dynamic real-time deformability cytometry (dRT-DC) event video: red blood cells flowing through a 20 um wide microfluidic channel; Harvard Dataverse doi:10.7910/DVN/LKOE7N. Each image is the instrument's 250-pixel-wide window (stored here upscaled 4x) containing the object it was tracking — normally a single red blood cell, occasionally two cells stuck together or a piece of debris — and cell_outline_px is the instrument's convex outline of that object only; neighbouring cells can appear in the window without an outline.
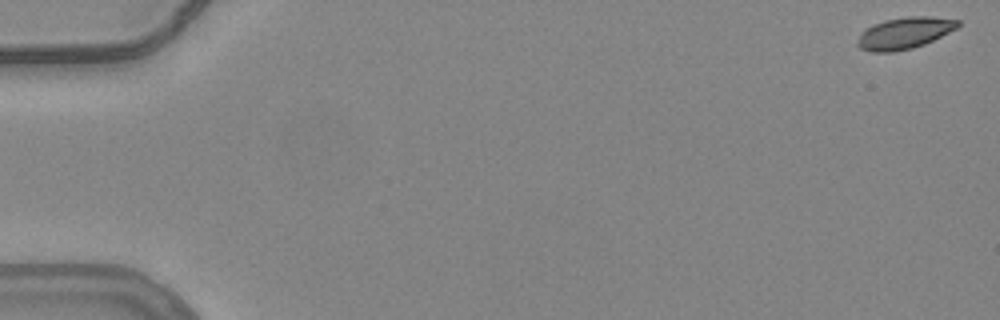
{"species": "common noctule bat (a hibernating species)", "species_latin": "Nyctalus noctula", "temperature_condition": "warm", "stored_images_in_passage": 19, "camera_frame_rate_fps": 3000, "um_per_image_px": 0.085, "animal": {"sex": "female", "body_mass_g": 24.6, "forearm_length_mm": 56.2}, "frame": {"image": 1, "passage_image": 1, "time_ms": 0.0, "image_size_px": [1000, 320], "cell_outline_px": [[960, 24], [956, 28], [924, 44], [912, 48], [892, 52], [872, 52], [860, 48], [856, 44], [856, 40], [860, 32], [884, 20], [908, 16], [932, 16], [960, 20]], "centroid_in_image_um": [76.85, 2.81], "position_along_channel_um": 8.1, "area_um2": 18.38}}
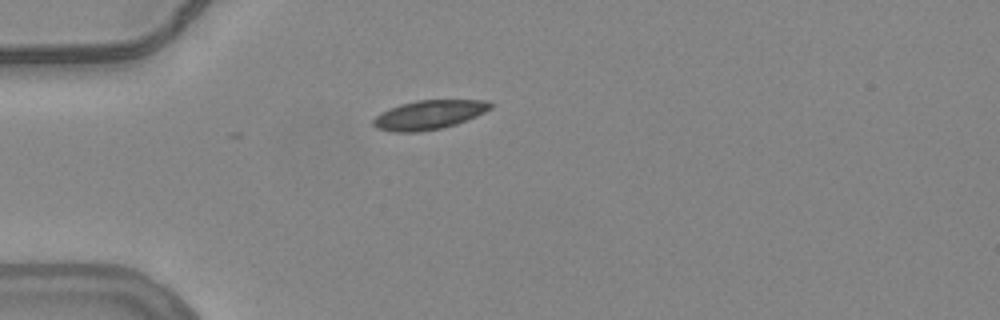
{"frame": {"image": 2, "passage_image": 16, "time_ms": 5.0, "image_size_px": [1000, 320], "cell_outline_px": [[496, 104], [492, 108], [476, 116], [456, 124], [440, 128], [416, 132], [392, 132], [376, 128], [372, 124], [372, 120], [380, 112], [400, 104], [416, 100], [488, 100]], "centroid_in_image_um": [36.47, 9.75], "position_along_channel_um": 48.5, "area_um2": 20.0}}